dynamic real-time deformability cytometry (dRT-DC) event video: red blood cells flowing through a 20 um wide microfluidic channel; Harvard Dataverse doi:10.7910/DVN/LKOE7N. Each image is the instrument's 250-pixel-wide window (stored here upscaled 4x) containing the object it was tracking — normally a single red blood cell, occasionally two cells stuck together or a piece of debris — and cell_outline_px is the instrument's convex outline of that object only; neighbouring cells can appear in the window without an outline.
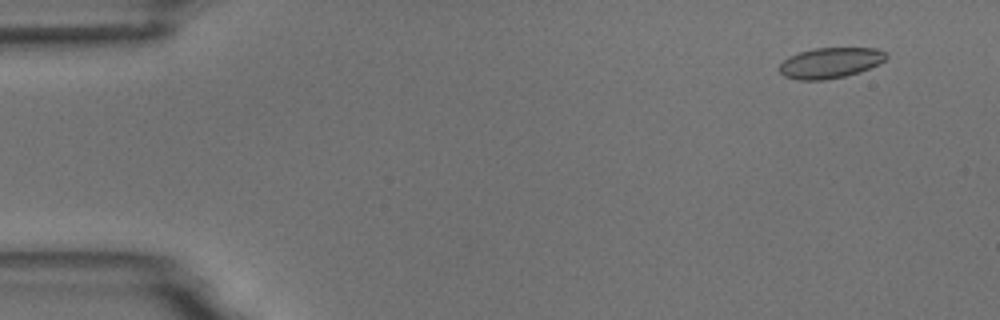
{"species": "common noctule bat (a hibernating species)", "species_latin": "Nyctalus noctula", "temperature_condition": "room temperature", "stored_images_in_passage": 7, "camera_frame_rate_fps": 3000, "um_per_image_px": 0.085, "animal": {"sex": "male", "body_mass_g": 18.8}, "frame": {"image": 1, "passage_image": 2, "time_ms": 1.0, "image_size_px": [1000, 320], "cell_outline_px": [[888, 56], [880, 64], [860, 72], [844, 76], [824, 80], [800, 80], [784, 76], [776, 68], [788, 56], [812, 48], [876, 48], [888, 52]], "centroid_in_image_um": [70.58, 5.34], "position_along_channel_um": 14.4, "area_um2": 19.25}}
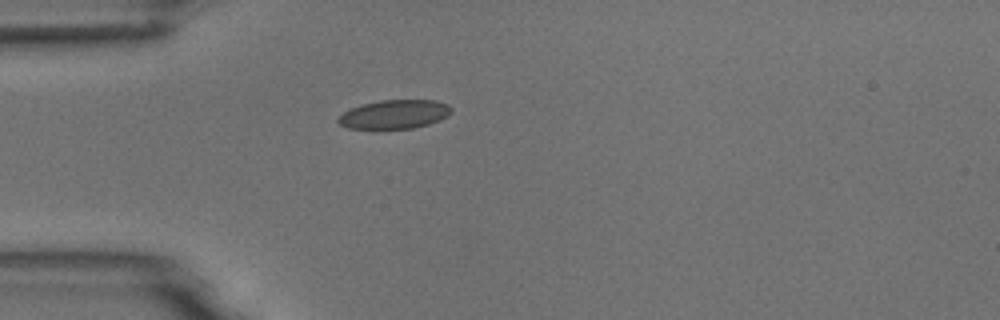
{"frame": {"image": 2, "passage_image": 5, "time_ms": 4.667, "image_size_px": [1000, 320], "cell_outline_px": [[452, 112], [448, 116], [440, 120], [428, 124], [412, 128], [348, 128], [340, 124], [336, 120], [344, 112], [352, 108], [364, 104], [380, 100], [436, 100], [448, 104], [452, 108]], "centroid_in_image_um": [33.58, 9.7], "position_along_channel_um": 51.4, "area_um2": 18.84}}